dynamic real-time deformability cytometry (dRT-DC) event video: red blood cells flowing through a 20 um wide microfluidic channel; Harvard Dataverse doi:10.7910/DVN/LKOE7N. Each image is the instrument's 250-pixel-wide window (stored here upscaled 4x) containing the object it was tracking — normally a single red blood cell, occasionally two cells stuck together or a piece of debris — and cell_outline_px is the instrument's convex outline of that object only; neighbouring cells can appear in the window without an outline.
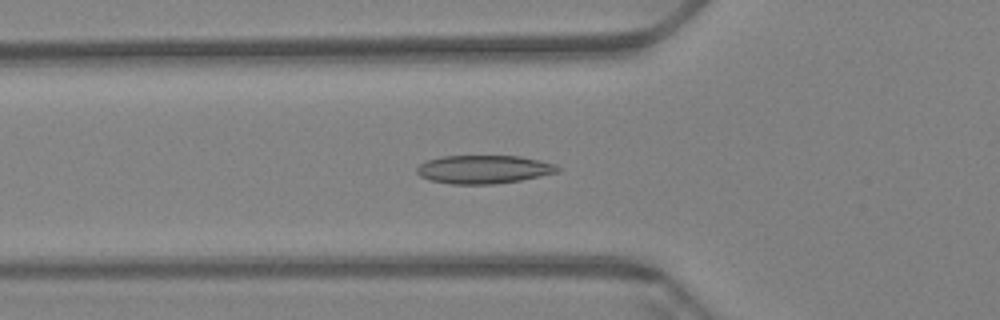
{"species": "Egyptian fruit bat (a non-hibernating species)", "species_latin": "Rousettus aegyptiacus", "temperature_condition": "warm", "stored_images_in_passage": 54, "camera_frame_rate_fps": 3000, "um_per_image_px": 0.085, "animal": {"sex": "female"}, "frame": {"image": 1, "passage_image": 15, "time_ms": 4.667, "image_size_px": [1000, 320], "cell_outline_px": [[560, 172], [520, 180], [496, 184], [452, 184], [432, 180], [420, 176], [416, 172], [416, 168], [420, 164], [428, 160], [440, 156], [520, 156], [556, 164], [560, 168]], "centroid_in_image_um": [41.13, 14.39], "position_along_channel_um": 84.7, "area_um2": 23.24}}
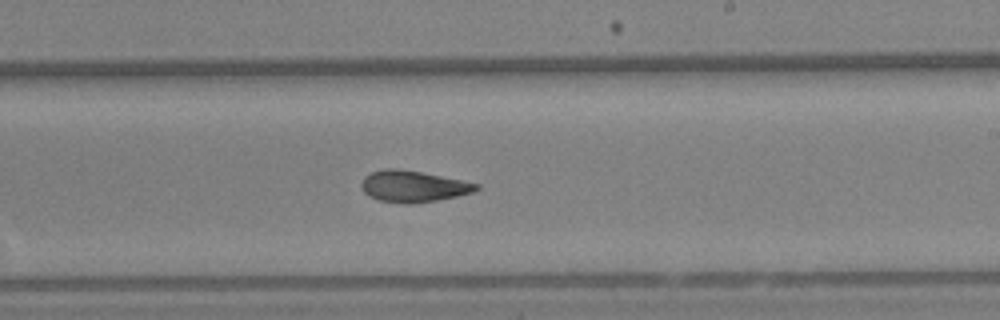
{"frame": {"image": 2, "passage_image": 30, "time_ms": 9.667, "image_size_px": [1000, 320], "cell_outline_px": [[480, 188], [472, 192], [456, 196], [436, 200], [412, 204], [404, 204], [380, 200], [368, 196], [364, 192], [360, 184], [364, 176], [372, 172], [384, 168], [396, 168], [420, 172], [480, 184]], "centroid_in_image_um": [35.08, 15.84], "position_along_channel_um": 253.9, "area_um2": 20.87}}
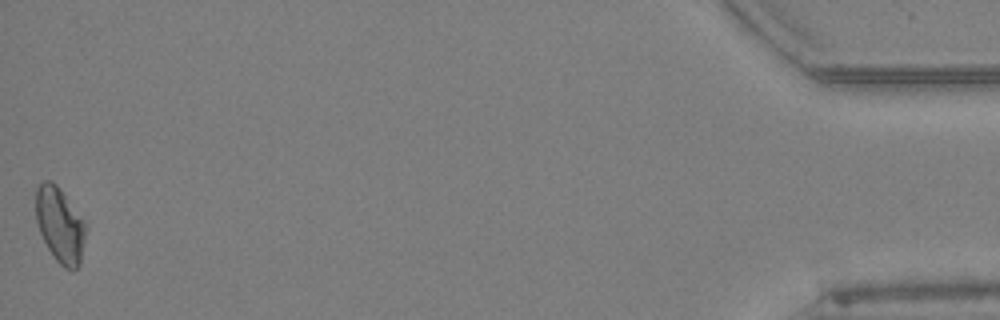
{"frame": {"image": 3, "passage_image": 54, "time_ms": 17.667, "image_size_px": [1000, 320], "cell_outline_px": [[88, 224], [80, 264], [72, 272], [64, 268], [56, 260], [48, 248], [40, 232], [36, 220], [36, 188], [44, 180], [52, 180], [60, 188]], "centroid_in_image_um": [5.13, 19.12], "position_along_channel_um": 430.1, "area_um2": 22.2}, "authors_computed_cell_mechanics": {"area_um2": 21.4149, "velocity_mm_per_s": 3.3897, "shape_relaxation_time_tau1_ms": null, "shape_relaxation_time_tau2_ms": 2.7368, "deformation_change_tau1": null, "deformation_change_tau2": 0.0813}}